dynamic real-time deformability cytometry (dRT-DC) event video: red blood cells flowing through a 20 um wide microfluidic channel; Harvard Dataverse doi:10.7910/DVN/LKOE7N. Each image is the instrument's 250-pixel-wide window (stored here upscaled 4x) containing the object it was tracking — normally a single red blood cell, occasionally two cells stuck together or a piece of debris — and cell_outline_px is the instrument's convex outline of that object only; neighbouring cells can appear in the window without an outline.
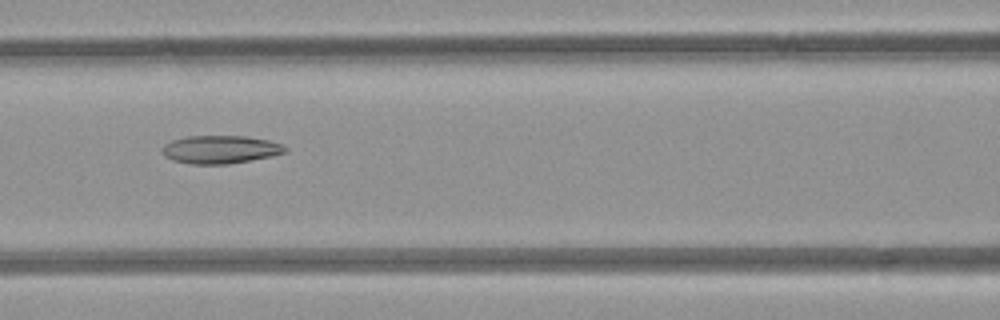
{"species": "common noctule bat (a hibernating species)", "species_latin": "Nyctalus noctula", "temperature_condition": "room temperature", "stored_images_in_passage": 3, "camera_frame_rate_fps": 3000, "um_per_image_px": 0.085, "animal": {"sex": "female", "body_mass_g": 21.9}, "frame": {"image": 1, "passage_image": 3, "time_ms": 3.0, "image_size_px": [1000, 320], "cell_outline_px": [[288, 148], [284, 152], [272, 156], [228, 164], [188, 164], [172, 160], [164, 156], [160, 152], [160, 148], [164, 144], [172, 140], [188, 136], [244, 136], [268, 140], [280, 144]], "centroid_in_image_um": [18.65, 12.71], "position_along_channel_um": 147.9, "area_um2": 20.17}}